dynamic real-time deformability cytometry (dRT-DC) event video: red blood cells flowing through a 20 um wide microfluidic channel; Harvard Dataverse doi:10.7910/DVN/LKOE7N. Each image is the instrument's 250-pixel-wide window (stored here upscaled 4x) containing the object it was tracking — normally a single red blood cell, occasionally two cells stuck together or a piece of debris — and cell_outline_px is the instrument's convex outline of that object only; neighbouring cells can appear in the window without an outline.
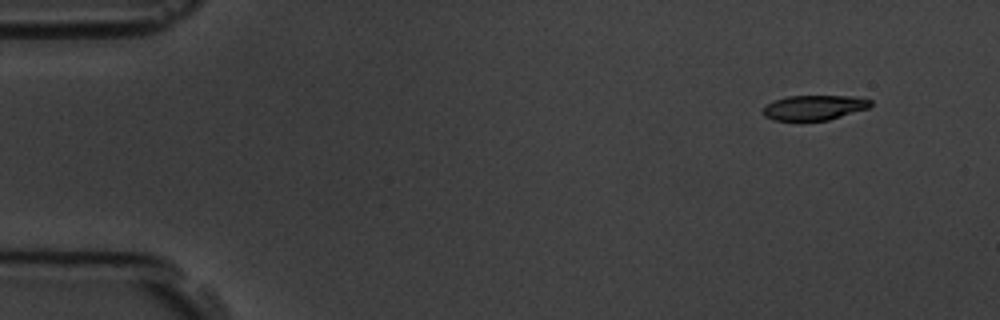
{"species": "common noctule bat (a hibernating species)", "species_latin": "Nyctalus noctula", "temperature_condition": "room temperature", "stored_images_in_passage": 5, "camera_frame_rate_fps": 3000, "um_per_image_px": 0.085, "animal": {"sex": "male", "body_mass_g": 19.5, "forearm_length_mm": 54.6}, "frame": {"image": 1, "passage_image": 1, "time_ms": 0.0, "image_size_px": [1000, 320], "cell_outline_px": [[872, 104], [868, 108], [828, 120], [772, 120], [764, 116], [764, 108], [768, 104], [776, 100], [788, 96], [856, 96], [872, 100]], "centroid_in_image_um": [69.24, 9.14], "position_along_channel_um": 15.8, "area_um2": 15.43}}
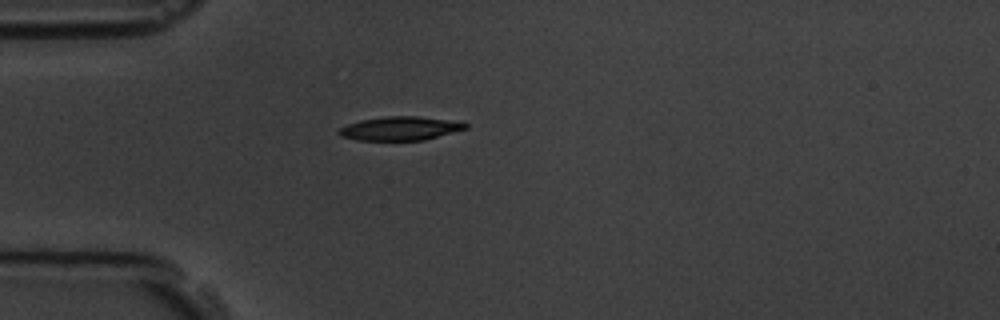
{"frame": {"image": 2, "passage_image": 4, "time_ms": 3.667, "image_size_px": [1000, 320], "cell_outline_px": [[468, 128], [424, 140], [356, 140], [340, 136], [336, 132], [340, 128], [348, 124], [360, 120], [384, 116], [416, 116], [448, 120], [468, 124]], "centroid_in_image_um": [33.96, 10.92], "position_along_channel_um": 51.0, "area_um2": 17.4}}